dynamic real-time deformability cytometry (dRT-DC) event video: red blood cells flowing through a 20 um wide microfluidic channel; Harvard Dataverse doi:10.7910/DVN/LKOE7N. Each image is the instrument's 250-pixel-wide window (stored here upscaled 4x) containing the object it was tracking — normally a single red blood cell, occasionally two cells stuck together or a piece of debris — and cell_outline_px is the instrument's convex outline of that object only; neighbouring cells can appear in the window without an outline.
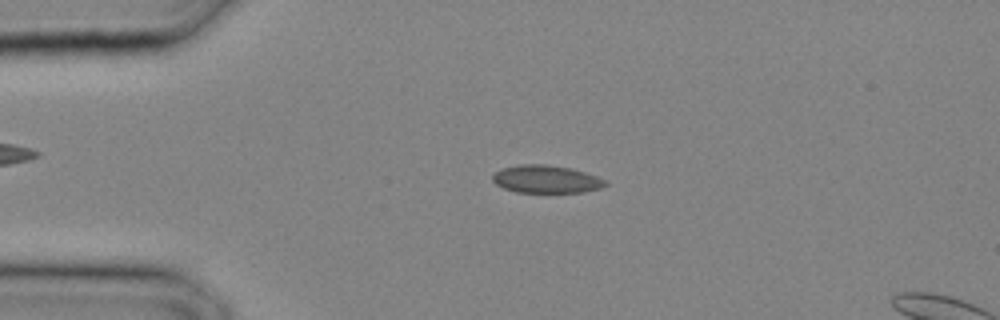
{"species": "common noctule bat (a hibernating species)", "species_latin": "Nyctalus noctula", "temperature_condition": "cold", "stored_images_in_passage": 9, "camera_frame_rate_fps": 3000, "um_per_image_px": 0.085, "animal": {"sex": "male", "body_mass_g": 20.4}, "frame": {"image": 1, "passage_image": 6, "time_ms": 1.667, "image_size_px": [1000, 320], "cell_outline_px": [[608, 184], [600, 188], [584, 192], [516, 192], [504, 188], [496, 184], [492, 180], [492, 176], [500, 168], [520, 164], [548, 164], [572, 168], [596, 176], [604, 180]], "centroid_in_image_um": [46.4, 15.22], "position_along_channel_um": 38.6, "area_um2": 18.26}}